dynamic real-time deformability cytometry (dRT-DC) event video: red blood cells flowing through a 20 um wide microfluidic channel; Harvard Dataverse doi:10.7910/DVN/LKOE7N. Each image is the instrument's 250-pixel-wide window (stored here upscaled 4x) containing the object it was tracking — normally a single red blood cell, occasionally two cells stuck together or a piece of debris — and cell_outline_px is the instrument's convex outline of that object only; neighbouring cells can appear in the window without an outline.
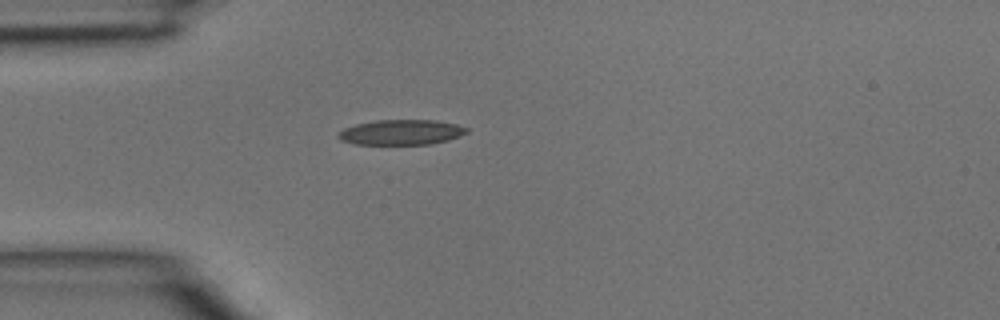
{"species": "common noctule bat (a hibernating species)", "species_latin": "Nyctalus noctula", "temperature_condition": "room temperature", "stored_images_in_passage": 2, "camera_frame_rate_fps": 3000, "um_per_image_px": 0.085, "animal": {"sex": "male", "body_mass_g": 15.6}, "frame": {"image": 1, "passage_image": 2, "time_ms": 0.333, "image_size_px": [1000, 320], "cell_outline_px": [[468, 132], [460, 136], [448, 140], [432, 144], [356, 144], [340, 140], [336, 136], [344, 128], [356, 124], [376, 120], [436, 120], [456, 124], [468, 128]], "centroid_in_image_um": [34.12, 11.24], "position_along_channel_um": 50.9, "area_um2": 18.84}}